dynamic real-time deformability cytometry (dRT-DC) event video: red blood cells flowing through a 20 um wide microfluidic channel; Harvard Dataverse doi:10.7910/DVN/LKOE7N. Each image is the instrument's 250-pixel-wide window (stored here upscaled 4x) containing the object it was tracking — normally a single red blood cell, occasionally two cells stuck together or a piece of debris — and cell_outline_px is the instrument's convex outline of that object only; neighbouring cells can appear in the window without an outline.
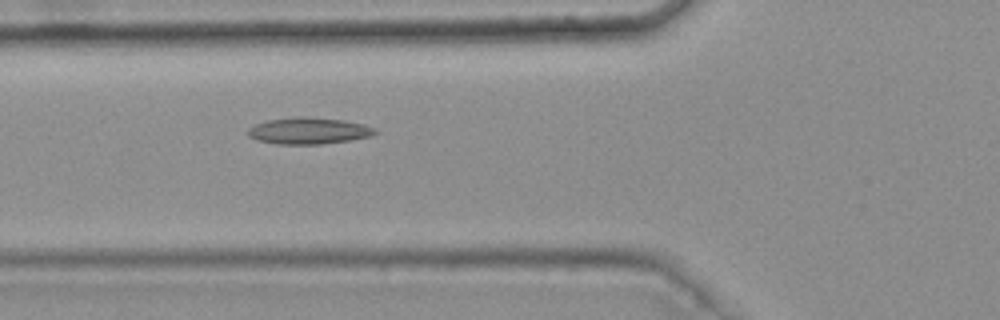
{"species": "common noctule bat (a hibernating species)", "species_latin": "Nyctalus noctula", "temperature_condition": "warm", "stored_images_in_passage": 35, "camera_frame_rate_fps": 3000, "um_per_image_px": 0.085, "animal": {"sex": "female", "body_mass_g": 25.1}, "frame": {"image": 1, "passage_image": 6, "time_ms": 1.667, "image_size_px": [1000, 320], "cell_outline_px": [[376, 132], [372, 136], [348, 140], [320, 144], [276, 144], [256, 140], [248, 136], [248, 128], [256, 124], [268, 120], [292, 116], [304, 116], [344, 120], [364, 124], [376, 128]], "centroid_in_image_um": [26.22, 11.11], "position_along_channel_um": 99.6, "area_um2": 19.77}, "authors_computed_cell_mechanics": {"area_um2": 17.8602, "velocity_mm_per_s": 3.7638, "shape_relaxation_time_tau1_ms": null, "shape_relaxation_time_tau2_ms": 5.75, "deformation_change_tau1": null, "deformation_change_tau2": 0.1411}}